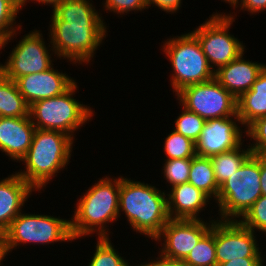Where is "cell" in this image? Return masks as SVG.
<instances>
[{
	"instance_id": "obj_1",
	"label": "cell",
	"mask_w": 266,
	"mask_h": 266,
	"mask_svg": "<svg viewBox=\"0 0 266 266\" xmlns=\"http://www.w3.org/2000/svg\"><path fill=\"white\" fill-rule=\"evenodd\" d=\"M91 1L63 0L52 9L48 40L56 59L87 65L104 43L108 26Z\"/></svg>"
},
{
	"instance_id": "obj_2",
	"label": "cell",
	"mask_w": 266,
	"mask_h": 266,
	"mask_svg": "<svg viewBox=\"0 0 266 266\" xmlns=\"http://www.w3.org/2000/svg\"><path fill=\"white\" fill-rule=\"evenodd\" d=\"M120 176L100 178L77 200L76 209L70 219L74 240L96 233L98 238L110 237L109 223L119 218ZM117 219V220H116ZM108 224V225H107Z\"/></svg>"
},
{
	"instance_id": "obj_3",
	"label": "cell",
	"mask_w": 266,
	"mask_h": 266,
	"mask_svg": "<svg viewBox=\"0 0 266 266\" xmlns=\"http://www.w3.org/2000/svg\"><path fill=\"white\" fill-rule=\"evenodd\" d=\"M123 212L134 232L154 239L170 220L167 193L156 186L120 175L119 218Z\"/></svg>"
},
{
	"instance_id": "obj_4",
	"label": "cell",
	"mask_w": 266,
	"mask_h": 266,
	"mask_svg": "<svg viewBox=\"0 0 266 266\" xmlns=\"http://www.w3.org/2000/svg\"><path fill=\"white\" fill-rule=\"evenodd\" d=\"M74 141L59 131L36 129L30 148L20 161L26 171L20 169L16 173L35 191H41L71 162Z\"/></svg>"
},
{
	"instance_id": "obj_5",
	"label": "cell",
	"mask_w": 266,
	"mask_h": 266,
	"mask_svg": "<svg viewBox=\"0 0 266 266\" xmlns=\"http://www.w3.org/2000/svg\"><path fill=\"white\" fill-rule=\"evenodd\" d=\"M75 82L62 95L42 99L30 105L29 115L36 129L59 131L75 139V131L91 121L95 111L73 97L78 90Z\"/></svg>"
},
{
	"instance_id": "obj_6",
	"label": "cell",
	"mask_w": 266,
	"mask_h": 266,
	"mask_svg": "<svg viewBox=\"0 0 266 266\" xmlns=\"http://www.w3.org/2000/svg\"><path fill=\"white\" fill-rule=\"evenodd\" d=\"M162 46L172 67L170 76L173 93L186 86L212 80L215 72L203 53L200 42L192 32L167 38Z\"/></svg>"
},
{
	"instance_id": "obj_7",
	"label": "cell",
	"mask_w": 266,
	"mask_h": 266,
	"mask_svg": "<svg viewBox=\"0 0 266 266\" xmlns=\"http://www.w3.org/2000/svg\"><path fill=\"white\" fill-rule=\"evenodd\" d=\"M260 155L251 154L237 172L219 187L216 199L218 220H239L262 196Z\"/></svg>"
},
{
	"instance_id": "obj_8",
	"label": "cell",
	"mask_w": 266,
	"mask_h": 266,
	"mask_svg": "<svg viewBox=\"0 0 266 266\" xmlns=\"http://www.w3.org/2000/svg\"><path fill=\"white\" fill-rule=\"evenodd\" d=\"M22 211L0 237L5 256L23 244H54L74 241L70 220L45 214H29ZM22 244V245H21Z\"/></svg>"
},
{
	"instance_id": "obj_9",
	"label": "cell",
	"mask_w": 266,
	"mask_h": 266,
	"mask_svg": "<svg viewBox=\"0 0 266 266\" xmlns=\"http://www.w3.org/2000/svg\"><path fill=\"white\" fill-rule=\"evenodd\" d=\"M234 15L236 16L233 12L232 14L213 12L205 22L191 31L200 42L214 72L235 60L246 49L243 41L229 32L236 19Z\"/></svg>"
},
{
	"instance_id": "obj_10",
	"label": "cell",
	"mask_w": 266,
	"mask_h": 266,
	"mask_svg": "<svg viewBox=\"0 0 266 266\" xmlns=\"http://www.w3.org/2000/svg\"><path fill=\"white\" fill-rule=\"evenodd\" d=\"M174 95L178 104L205 120L237 115V99L215 78L186 86Z\"/></svg>"
},
{
	"instance_id": "obj_11",
	"label": "cell",
	"mask_w": 266,
	"mask_h": 266,
	"mask_svg": "<svg viewBox=\"0 0 266 266\" xmlns=\"http://www.w3.org/2000/svg\"><path fill=\"white\" fill-rule=\"evenodd\" d=\"M44 40L43 34L37 29L23 35L9 53L10 55L3 65L2 73L15 81L19 77L44 72L51 68L54 65L52 56L56 57V54L50 41H48L49 45L46 46ZM49 47L51 48L49 49Z\"/></svg>"
},
{
	"instance_id": "obj_12",
	"label": "cell",
	"mask_w": 266,
	"mask_h": 266,
	"mask_svg": "<svg viewBox=\"0 0 266 266\" xmlns=\"http://www.w3.org/2000/svg\"><path fill=\"white\" fill-rule=\"evenodd\" d=\"M256 236L238 220H215L217 266L240 258H266Z\"/></svg>"
},
{
	"instance_id": "obj_13",
	"label": "cell",
	"mask_w": 266,
	"mask_h": 266,
	"mask_svg": "<svg viewBox=\"0 0 266 266\" xmlns=\"http://www.w3.org/2000/svg\"><path fill=\"white\" fill-rule=\"evenodd\" d=\"M209 219L208 222L202 219H170L153 239L156 244L162 245L158 253L168 259L184 260L216 220Z\"/></svg>"
},
{
	"instance_id": "obj_14",
	"label": "cell",
	"mask_w": 266,
	"mask_h": 266,
	"mask_svg": "<svg viewBox=\"0 0 266 266\" xmlns=\"http://www.w3.org/2000/svg\"><path fill=\"white\" fill-rule=\"evenodd\" d=\"M237 122L242 125L238 115L206 120L200 137L195 142L196 155L211 158L239 147L245 141L242 137L246 136V129L242 131Z\"/></svg>"
},
{
	"instance_id": "obj_15",
	"label": "cell",
	"mask_w": 266,
	"mask_h": 266,
	"mask_svg": "<svg viewBox=\"0 0 266 266\" xmlns=\"http://www.w3.org/2000/svg\"><path fill=\"white\" fill-rule=\"evenodd\" d=\"M76 80L54 66L47 71L28 74L15 80L20 94L30 106L34 102L62 95Z\"/></svg>"
},
{
	"instance_id": "obj_16",
	"label": "cell",
	"mask_w": 266,
	"mask_h": 266,
	"mask_svg": "<svg viewBox=\"0 0 266 266\" xmlns=\"http://www.w3.org/2000/svg\"><path fill=\"white\" fill-rule=\"evenodd\" d=\"M36 128L27 117H0V151L20 162L28 152Z\"/></svg>"
},
{
	"instance_id": "obj_17",
	"label": "cell",
	"mask_w": 266,
	"mask_h": 266,
	"mask_svg": "<svg viewBox=\"0 0 266 266\" xmlns=\"http://www.w3.org/2000/svg\"><path fill=\"white\" fill-rule=\"evenodd\" d=\"M242 52L235 60L215 71V79L236 99L249 91L258 75L266 67L264 63L244 59Z\"/></svg>"
},
{
	"instance_id": "obj_18",
	"label": "cell",
	"mask_w": 266,
	"mask_h": 266,
	"mask_svg": "<svg viewBox=\"0 0 266 266\" xmlns=\"http://www.w3.org/2000/svg\"><path fill=\"white\" fill-rule=\"evenodd\" d=\"M166 193L170 219L203 220L199 213L206 209L212 200L189 182L175 185Z\"/></svg>"
},
{
	"instance_id": "obj_19",
	"label": "cell",
	"mask_w": 266,
	"mask_h": 266,
	"mask_svg": "<svg viewBox=\"0 0 266 266\" xmlns=\"http://www.w3.org/2000/svg\"><path fill=\"white\" fill-rule=\"evenodd\" d=\"M35 190L16 172L0 181V237Z\"/></svg>"
},
{
	"instance_id": "obj_20",
	"label": "cell",
	"mask_w": 266,
	"mask_h": 266,
	"mask_svg": "<svg viewBox=\"0 0 266 266\" xmlns=\"http://www.w3.org/2000/svg\"><path fill=\"white\" fill-rule=\"evenodd\" d=\"M237 115L245 129L256 119L266 116V67L251 89L237 99Z\"/></svg>"
},
{
	"instance_id": "obj_21",
	"label": "cell",
	"mask_w": 266,
	"mask_h": 266,
	"mask_svg": "<svg viewBox=\"0 0 266 266\" xmlns=\"http://www.w3.org/2000/svg\"><path fill=\"white\" fill-rule=\"evenodd\" d=\"M30 106L14 80L0 74V117H27Z\"/></svg>"
},
{
	"instance_id": "obj_22",
	"label": "cell",
	"mask_w": 266,
	"mask_h": 266,
	"mask_svg": "<svg viewBox=\"0 0 266 266\" xmlns=\"http://www.w3.org/2000/svg\"><path fill=\"white\" fill-rule=\"evenodd\" d=\"M188 182L216 201L220 186L210 158L197 155L191 158Z\"/></svg>"
},
{
	"instance_id": "obj_23",
	"label": "cell",
	"mask_w": 266,
	"mask_h": 266,
	"mask_svg": "<svg viewBox=\"0 0 266 266\" xmlns=\"http://www.w3.org/2000/svg\"><path fill=\"white\" fill-rule=\"evenodd\" d=\"M245 148L243 149L242 143L237 148L214 155L210 158L215 179L219 186L233 173L237 172L244 161L252 154L249 145Z\"/></svg>"
},
{
	"instance_id": "obj_24",
	"label": "cell",
	"mask_w": 266,
	"mask_h": 266,
	"mask_svg": "<svg viewBox=\"0 0 266 266\" xmlns=\"http://www.w3.org/2000/svg\"><path fill=\"white\" fill-rule=\"evenodd\" d=\"M188 266H217L215 250V221L211 229L201 238L183 260Z\"/></svg>"
},
{
	"instance_id": "obj_25",
	"label": "cell",
	"mask_w": 266,
	"mask_h": 266,
	"mask_svg": "<svg viewBox=\"0 0 266 266\" xmlns=\"http://www.w3.org/2000/svg\"><path fill=\"white\" fill-rule=\"evenodd\" d=\"M19 11H22L21 0H0V38L4 40V47L13 41L19 30L21 32L22 25H16L15 21Z\"/></svg>"
},
{
	"instance_id": "obj_26",
	"label": "cell",
	"mask_w": 266,
	"mask_h": 266,
	"mask_svg": "<svg viewBox=\"0 0 266 266\" xmlns=\"http://www.w3.org/2000/svg\"><path fill=\"white\" fill-rule=\"evenodd\" d=\"M97 240L95 251L88 266H138V264L131 265L128 260L121 257L122 254L114 248L110 237H97Z\"/></svg>"
},
{
	"instance_id": "obj_27",
	"label": "cell",
	"mask_w": 266,
	"mask_h": 266,
	"mask_svg": "<svg viewBox=\"0 0 266 266\" xmlns=\"http://www.w3.org/2000/svg\"><path fill=\"white\" fill-rule=\"evenodd\" d=\"M163 149L166 155L165 160L191 159L196 156L195 142L175 130L165 138Z\"/></svg>"
},
{
	"instance_id": "obj_28",
	"label": "cell",
	"mask_w": 266,
	"mask_h": 266,
	"mask_svg": "<svg viewBox=\"0 0 266 266\" xmlns=\"http://www.w3.org/2000/svg\"><path fill=\"white\" fill-rule=\"evenodd\" d=\"M181 110V113L178 114L179 116L174 121V130L196 142L200 137L206 120L196 113L186 110L184 107Z\"/></svg>"
},
{
	"instance_id": "obj_29",
	"label": "cell",
	"mask_w": 266,
	"mask_h": 266,
	"mask_svg": "<svg viewBox=\"0 0 266 266\" xmlns=\"http://www.w3.org/2000/svg\"><path fill=\"white\" fill-rule=\"evenodd\" d=\"M243 226L266 236V195H262L238 220Z\"/></svg>"
},
{
	"instance_id": "obj_30",
	"label": "cell",
	"mask_w": 266,
	"mask_h": 266,
	"mask_svg": "<svg viewBox=\"0 0 266 266\" xmlns=\"http://www.w3.org/2000/svg\"><path fill=\"white\" fill-rule=\"evenodd\" d=\"M162 173L171 188L175 185L186 183L189 180L191 159L164 160Z\"/></svg>"
},
{
	"instance_id": "obj_31",
	"label": "cell",
	"mask_w": 266,
	"mask_h": 266,
	"mask_svg": "<svg viewBox=\"0 0 266 266\" xmlns=\"http://www.w3.org/2000/svg\"><path fill=\"white\" fill-rule=\"evenodd\" d=\"M245 132L250 141L253 140L249 144L252 154L266 155V116L256 119Z\"/></svg>"
},
{
	"instance_id": "obj_32",
	"label": "cell",
	"mask_w": 266,
	"mask_h": 266,
	"mask_svg": "<svg viewBox=\"0 0 266 266\" xmlns=\"http://www.w3.org/2000/svg\"><path fill=\"white\" fill-rule=\"evenodd\" d=\"M103 10L114 13V15H126L130 12H141L148 9L146 0H105L103 3Z\"/></svg>"
},
{
	"instance_id": "obj_33",
	"label": "cell",
	"mask_w": 266,
	"mask_h": 266,
	"mask_svg": "<svg viewBox=\"0 0 266 266\" xmlns=\"http://www.w3.org/2000/svg\"><path fill=\"white\" fill-rule=\"evenodd\" d=\"M182 0H146L147 8L149 7H158V9L169 13L175 14L177 11L180 10Z\"/></svg>"
},
{
	"instance_id": "obj_34",
	"label": "cell",
	"mask_w": 266,
	"mask_h": 266,
	"mask_svg": "<svg viewBox=\"0 0 266 266\" xmlns=\"http://www.w3.org/2000/svg\"><path fill=\"white\" fill-rule=\"evenodd\" d=\"M238 7L242 11H248L251 15H256L259 12L266 11V0H239L234 9L236 10Z\"/></svg>"
},
{
	"instance_id": "obj_35",
	"label": "cell",
	"mask_w": 266,
	"mask_h": 266,
	"mask_svg": "<svg viewBox=\"0 0 266 266\" xmlns=\"http://www.w3.org/2000/svg\"><path fill=\"white\" fill-rule=\"evenodd\" d=\"M158 257L151 259V261H145L138 264V266H188L183 260H172L161 256L160 254L157 255ZM156 259V260H155Z\"/></svg>"
},
{
	"instance_id": "obj_36",
	"label": "cell",
	"mask_w": 266,
	"mask_h": 266,
	"mask_svg": "<svg viewBox=\"0 0 266 266\" xmlns=\"http://www.w3.org/2000/svg\"><path fill=\"white\" fill-rule=\"evenodd\" d=\"M265 258H240L234 259L218 266H265Z\"/></svg>"
},
{
	"instance_id": "obj_37",
	"label": "cell",
	"mask_w": 266,
	"mask_h": 266,
	"mask_svg": "<svg viewBox=\"0 0 266 266\" xmlns=\"http://www.w3.org/2000/svg\"><path fill=\"white\" fill-rule=\"evenodd\" d=\"M261 193L266 195V155H260Z\"/></svg>"
},
{
	"instance_id": "obj_38",
	"label": "cell",
	"mask_w": 266,
	"mask_h": 266,
	"mask_svg": "<svg viewBox=\"0 0 266 266\" xmlns=\"http://www.w3.org/2000/svg\"><path fill=\"white\" fill-rule=\"evenodd\" d=\"M29 1H35L36 3L38 2L39 5L40 3H42L44 5L52 6V8L54 9L63 0H21V9H23L24 5L26 6V3H29Z\"/></svg>"
},
{
	"instance_id": "obj_39",
	"label": "cell",
	"mask_w": 266,
	"mask_h": 266,
	"mask_svg": "<svg viewBox=\"0 0 266 266\" xmlns=\"http://www.w3.org/2000/svg\"><path fill=\"white\" fill-rule=\"evenodd\" d=\"M6 258L5 253H4V249L2 247V243L0 240V264H2V261Z\"/></svg>"
},
{
	"instance_id": "obj_40",
	"label": "cell",
	"mask_w": 266,
	"mask_h": 266,
	"mask_svg": "<svg viewBox=\"0 0 266 266\" xmlns=\"http://www.w3.org/2000/svg\"><path fill=\"white\" fill-rule=\"evenodd\" d=\"M221 1H224V2H226V4L228 3L230 5V7L235 8V6L239 0H221Z\"/></svg>"
},
{
	"instance_id": "obj_41",
	"label": "cell",
	"mask_w": 266,
	"mask_h": 266,
	"mask_svg": "<svg viewBox=\"0 0 266 266\" xmlns=\"http://www.w3.org/2000/svg\"><path fill=\"white\" fill-rule=\"evenodd\" d=\"M3 48L5 49V47H4V40L0 38V51H1ZM0 54H1V53H0ZM2 70H3V64L0 63V74L2 73Z\"/></svg>"
}]
</instances>
